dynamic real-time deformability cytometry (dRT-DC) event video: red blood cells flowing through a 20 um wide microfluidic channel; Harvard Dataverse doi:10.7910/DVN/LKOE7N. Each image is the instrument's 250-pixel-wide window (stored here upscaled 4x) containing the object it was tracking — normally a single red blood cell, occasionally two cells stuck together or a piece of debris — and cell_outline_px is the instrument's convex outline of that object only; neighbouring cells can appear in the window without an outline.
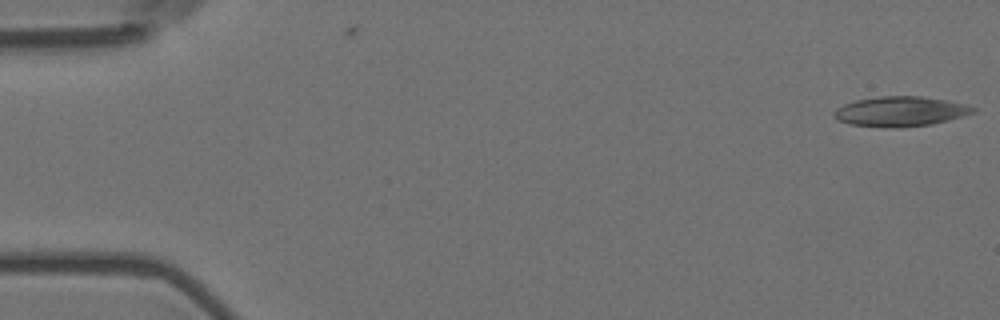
{"species": "Egyptian fruit bat (a non-hibernating species)", "species_latin": "Rousettus aegyptiacus", "temperature_condition": "room temperature", "stored_images_in_passage": 5, "camera_frame_rate_fps": 3000, "um_per_image_px": 0.085, "animal": {"sex": "female"}, "frame": {"image": 1, "passage_image": 1, "time_ms": 0.0, "image_size_px": [1000, 320], "cell_outline_px": [[976, 112], [948, 120], [932, 124], [892, 128], [848, 124], [836, 120], [832, 116], [832, 112], [836, 108], [844, 104], [856, 100], [880, 96], [920, 96], [968, 104], [976, 108]], "centroid_in_image_um": [76.5, 9.47], "position_along_channel_um": 8.5, "area_um2": 24.33}}
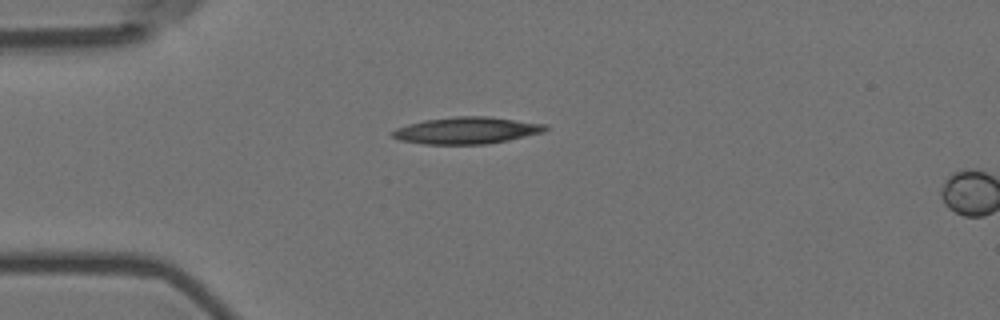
{"frame": {"image": 2, "passage_image": 4, "time_ms": 1.0, "image_size_px": [1000, 320], "cell_outline_px": [[548, 128], [544, 132], [508, 140], [488, 144], [424, 144], [400, 140], [392, 136], [392, 132], [396, 128], [408, 124], [424, 120], [456, 116], [488, 116], [548, 124]], "centroid_in_image_um": [39.7, 11.08], "position_along_channel_um": 45.3, "area_um2": 23.93}}